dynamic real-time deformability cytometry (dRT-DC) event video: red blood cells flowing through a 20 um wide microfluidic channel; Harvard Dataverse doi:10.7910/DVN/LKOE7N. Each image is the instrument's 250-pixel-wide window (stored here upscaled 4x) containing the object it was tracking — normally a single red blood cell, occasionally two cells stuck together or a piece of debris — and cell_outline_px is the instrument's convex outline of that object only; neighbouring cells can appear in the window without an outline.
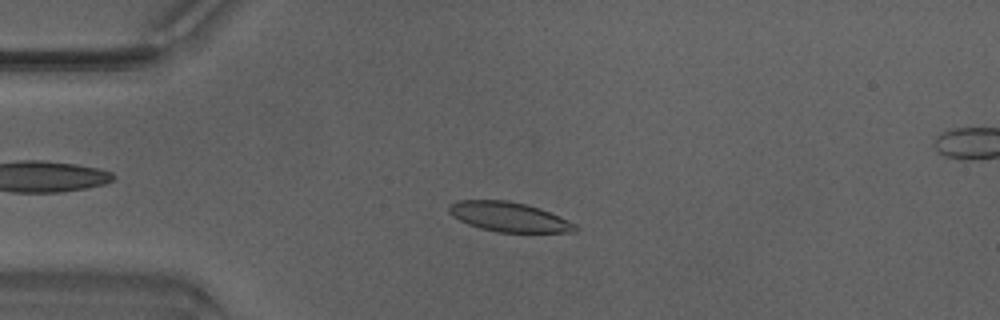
{"species": "Egyptian fruit bat (a non-hibernating species)", "species_latin": "Rousettus aegyptiacus", "temperature_condition": "warm", "stored_images_in_passage": 42, "camera_frame_rate_fps": 3000, "um_per_image_px": 0.085, "animal": {"sex": "male"}, "frame": {"image": 1, "passage_image": 5, "time_ms": 1.333, "image_size_px": [1000, 320], "cell_outline_px": [[580, 228], [576, 232], [496, 232], [480, 228], [468, 224], [452, 216], [448, 212], [448, 208], [452, 204], [460, 200], [508, 200], [540, 208], [576, 224]], "centroid_in_image_um": [43.27, 18.44], "position_along_channel_um": 41.7, "area_um2": 21.68}}
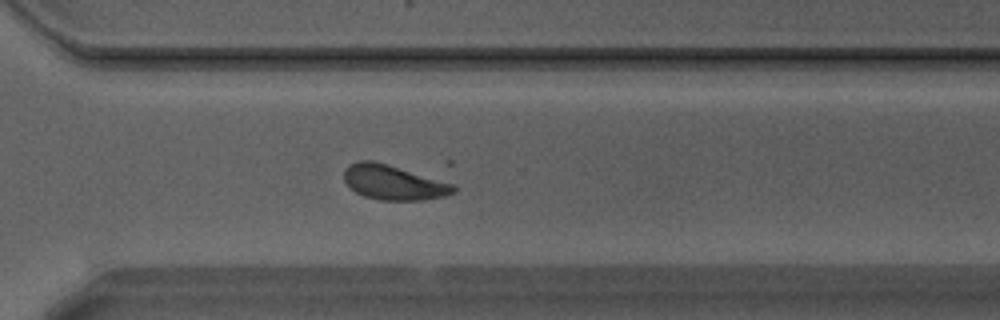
{"frame": {"image": 2, "passage_image": 28, "time_ms": 9.0, "image_size_px": [1000, 320], "cell_outline_px": [[456, 192], [444, 196], [420, 200], [380, 200], [364, 196], [348, 188], [344, 180], [344, 168], [348, 164], [360, 160], [372, 160], [388, 164], [452, 184], [456, 188]], "centroid_in_image_um": [33.37, 15.5], "position_along_channel_um": 337.2, "area_um2": 22.08}}
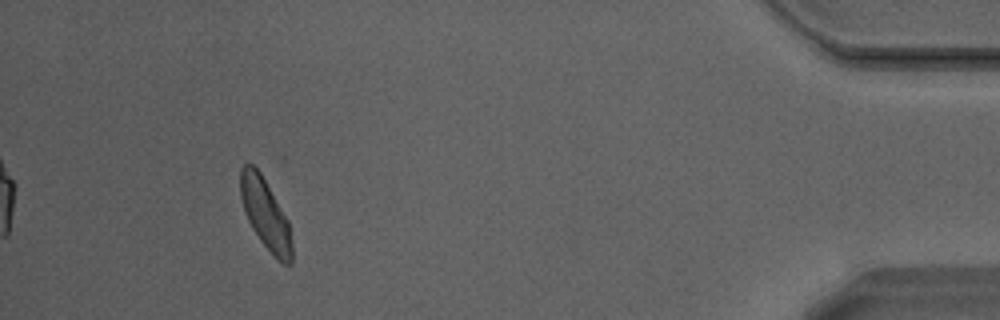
{"frame": {"image": 3, "passage_image": 38, "time_ms": 12.333, "image_size_px": [1000, 320], "cell_outline_px": [[292, 264], [284, 264], [260, 240], [252, 228], [244, 212], [240, 196], [240, 168], [244, 164], [252, 164], [260, 172], [288, 220], [292, 244]], "centroid_in_image_um": [22.54, 18.16], "position_along_channel_um": 412.7, "area_um2": 20.75}, "authors_computed_cell_mechanics": {"area_um2": 21.9929, "velocity_mm_per_s": 4.2109, "shape_relaxation_time_tau1_ms": 2.8766, "shape_relaxation_time_tau2_ms": 1.9662, "deformation_change_tau1": 0.1237, "deformation_change_tau2": 0.0795}}